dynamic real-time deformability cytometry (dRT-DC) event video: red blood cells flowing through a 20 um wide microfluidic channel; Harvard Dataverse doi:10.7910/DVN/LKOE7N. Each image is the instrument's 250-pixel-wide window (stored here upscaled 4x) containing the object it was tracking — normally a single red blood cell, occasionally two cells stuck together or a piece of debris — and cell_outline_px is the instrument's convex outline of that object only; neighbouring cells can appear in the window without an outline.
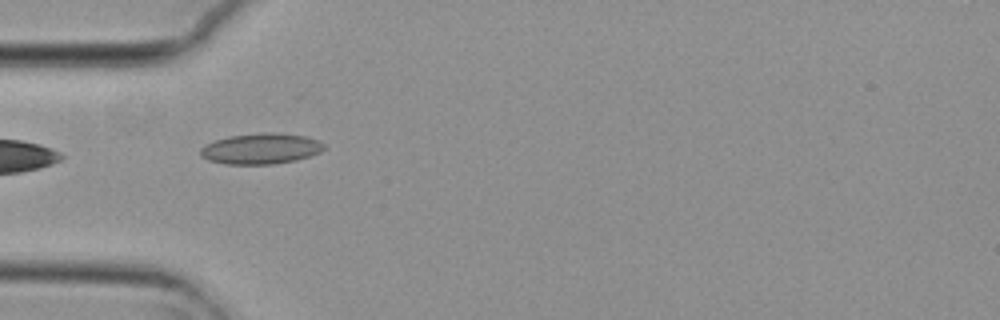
{"species": "common noctule bat (a hibernating species)", "species_latin": "Nyctalus noctula", "temperature_condition": "cold", "stored_images_in_passage": 7, "camera_frame_rate_fps": 3000, "um_per_image_px": 0.085, "animal": {"sex": "female", "body_mass_g": 29.2, "forearm_length_mm": 56.3}, "frame": {"image": 1, "passage_image": 1, "time_ms": 0.0, "image_size_px": [1000, 320], "cell_outline_px": [[324, 148], [320, 152], [296, 160], [272, 164], [224, 164], [208, 160], [200, 156], [200, 148], [204, 144], [228, 136], [264, 132], [272, 132], [304, 136], [316, 140], [324, 144]], "centroid_in_image_um": [22.12, 12.64], "position_along_channel_um": 62.9, "area_um2": 22.08}}
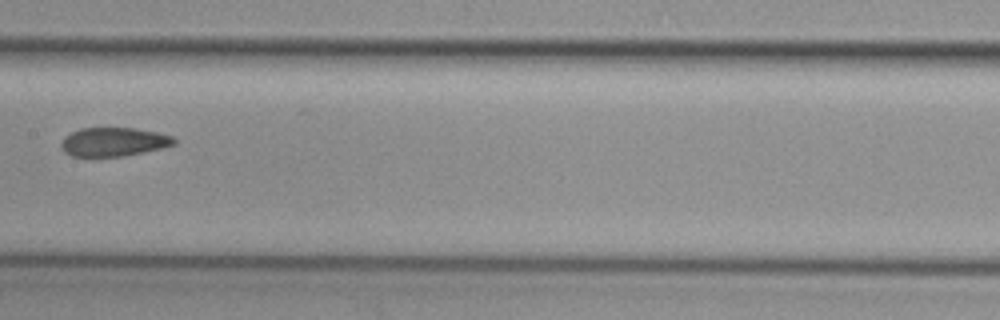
{"frame": {"image": 2, "passage_image": 4, "time_ms": 1.0, "image_size_px": [1000, 320], "cell_outline_px": [[176, 144], [160, 148], [124, 156], [72, 156], [64, 152], [60, 144], [64, 136], [80, 128], [132, 128], [156, 132], [172, 136], [176, 140]], "centroid_in_image_um": [9.63, 12.05], "position_along_channel_um": 197.8, "area_um2": 18.79}}
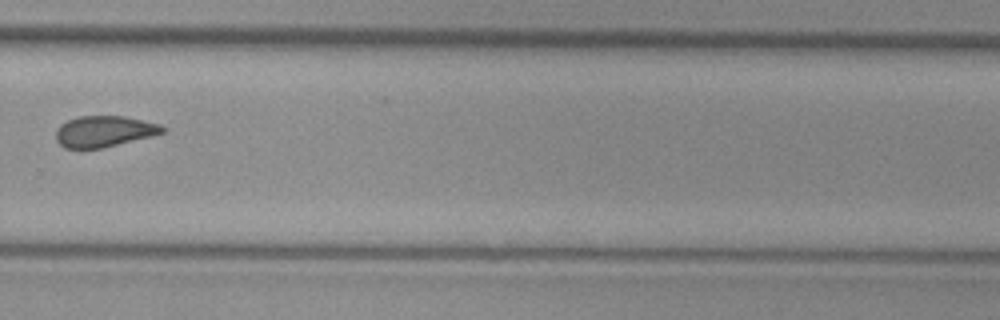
{"frame": {"image": 3, "passage_image": 7, "time_ms": 2.0, "image_size_px": [1000, 320], "cell_outline_px": [[168, 128], [164, 132], [152, 136], [100, 148], [64, 148], [56, 140], [56, 128], [60, 124], [68, 120], [80, 116], [124, 116], [160, 124]], "centroid_in_image_um": [8.85, 11.16], "position_along_channel_um": 320.9, "area_um2": 19.25}}